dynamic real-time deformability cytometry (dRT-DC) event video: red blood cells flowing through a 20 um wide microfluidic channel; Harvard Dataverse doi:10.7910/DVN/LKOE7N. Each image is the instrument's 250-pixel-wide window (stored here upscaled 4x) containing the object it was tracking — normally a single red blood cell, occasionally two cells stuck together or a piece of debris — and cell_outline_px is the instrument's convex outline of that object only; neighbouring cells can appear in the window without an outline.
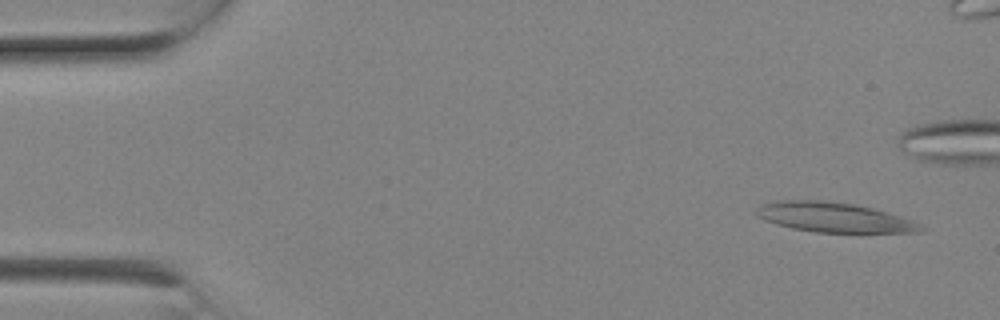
{"species": "Egyptian fruit bat (a non-hibernating species)", "species_latin": "Rousettus aegyptiacus", "temperature_condition": "room temperature", "stored_images_in_passage": 6, "camera_frame_rate_fps": 3000, "um_per_image_px": 0.085, "animal": {"sex": "female"}, "frame": {"image": 1, "passage_image": 1, "time_ms": 0.0, "image_size_px": [1000, 320], "cell_outline_px": [[924, 232], [816, 232], [792, 228], [776, 224], [764, 220], [756, 216], [756, 208], [764, 204], [776, 200], [824, 200], [856, 204], [872, 208], [912, 220], [924, 228]], "centroid_in_image_um": [70.84, 18.46], "position_along_channel_um": 14.2, "area_um2": 28.32}}